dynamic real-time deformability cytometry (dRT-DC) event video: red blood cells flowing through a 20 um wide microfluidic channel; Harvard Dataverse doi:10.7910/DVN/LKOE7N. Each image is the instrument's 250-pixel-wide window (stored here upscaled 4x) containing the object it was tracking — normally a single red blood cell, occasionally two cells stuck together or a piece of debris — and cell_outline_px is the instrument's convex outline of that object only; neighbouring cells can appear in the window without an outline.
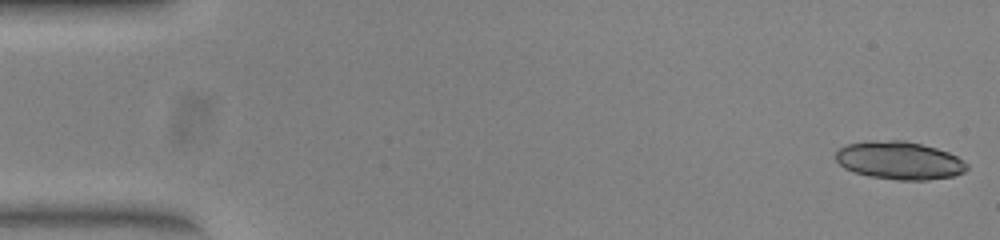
{"species": "common noctule bat (a hibernating species)", "species_latin": "Nyctalus noctula", "temperature_condition": "warm", "stored_images_in_passage": 39, "camera_frame_rate_fps": 3000, "um_per_image_px": 0.085, "animal": {"sex": "female", "body_mass_g": 23.0, "forearm_length_mm": 53.4}, "frame": {"image": 1, "passage_image": 1, "time_ms": 0.0, "image_size_px": [1000, 240], "cell_outline_px": [[968, 168], [964, 172], [952, 176], [928, 180], [896, 180], [868, 176], [844, 168], [836, 160], [836, 152], [840, 148], [848, 144], [868, 140], [904, 140], [936, 148], [948, 152], [964, 160], [968, 164]], "centroid_in_image_um": [76.45, 13.64], "position_along_channel_um": 8.5, "area_um2": 29.07}}